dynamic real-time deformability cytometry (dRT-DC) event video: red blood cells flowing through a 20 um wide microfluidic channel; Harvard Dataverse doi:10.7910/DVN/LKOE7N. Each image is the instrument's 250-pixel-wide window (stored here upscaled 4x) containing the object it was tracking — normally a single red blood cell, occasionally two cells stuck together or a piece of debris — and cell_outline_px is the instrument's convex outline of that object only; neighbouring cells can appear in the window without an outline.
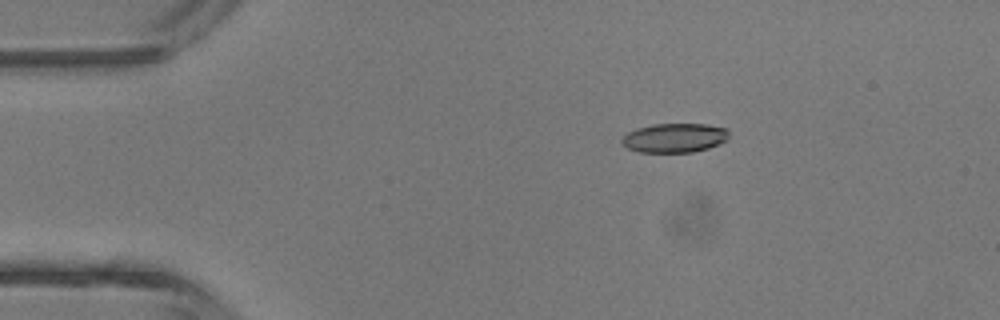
{"species": "common noctule bat (a hibernating species)", "species_latin": "Nyctalus noctula", "temperature_condition": "room temperature", "stored_images_in_passage": 5, "camera_frame_rate_fps": 3000, "um_per_image_px": 0.085, "animal": {"sex": "male", "body_mass_g": 13.3}, "frame": {"image": 1, "passage_image": 3, "time_ms": 2.0, "image_size_px": [1000, 320], "cell_outline_px": [[728, 140], [720, 144], [708, 148], [692, 152], [640, 152], [628, 148], [620, 140], [628, 132], [636, 128], [652, 124], [708, 124], [728, 128]], "centroid_in_image_um": [57.37, 11.71], "position_along_channel_um": 27.6, "area_um2": 18.32}}
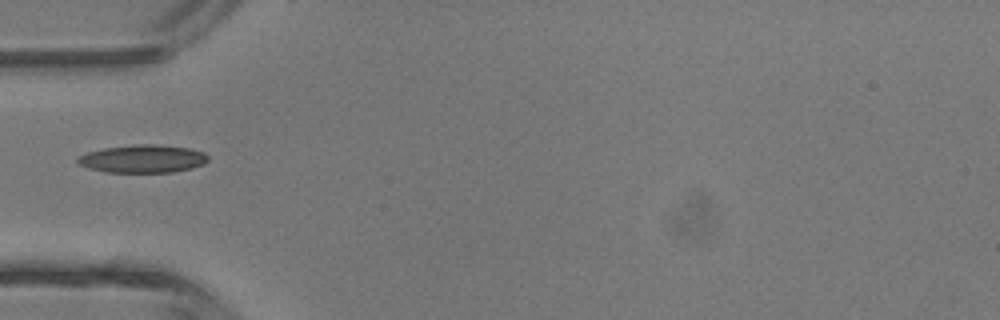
{"frame": {"image": 2, "passage_image": 4, "time_ms": 4.333, "image_size_px": [1000, 320], "cell_outline_px": [[208, 160], [204, 164], [192, 168], [172, 172], [104, 172], [88, 168], [80, 164], [76, 160], [76, 156], [88, 152], [104, 148], [132, 144], [156, 144], [188, 148], [204, 152], [208, 156]], "centroid_in_image_um": [12.12, 13.49], "position_along_channel_um": 72.9, "area_um2": 21.33}}
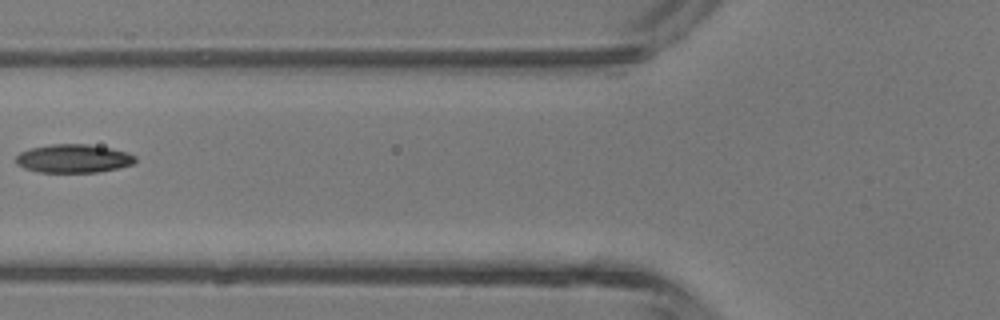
{"frame": {"image": 3, "passage_image": 5, "time_ms": 5.333, "image_size_px": [1000, 320], "cell_outline_px": [[136, 160], [132, 164], [116, 168], [96, 172], [40, 172], [24, 168], [16, 164], [16, 156], [20, 152], [28, 148], [52, 144], [88, 144], [112, 148], [128, 152], [136, 156]], "centroid_in_image_um": [6.23, 13.46], "position_along_channel_um": 119.6, "area_um2": 19.83}}